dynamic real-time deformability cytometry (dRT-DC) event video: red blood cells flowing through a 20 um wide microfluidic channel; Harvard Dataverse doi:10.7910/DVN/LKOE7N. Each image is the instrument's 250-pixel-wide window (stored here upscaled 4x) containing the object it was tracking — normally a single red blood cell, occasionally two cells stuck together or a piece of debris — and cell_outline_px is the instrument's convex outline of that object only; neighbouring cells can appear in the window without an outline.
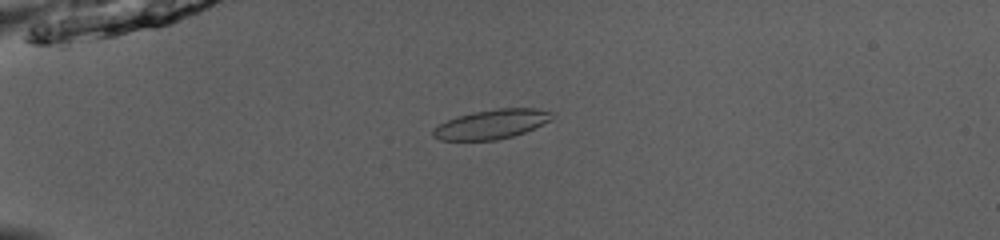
{"species": "common noctule bat (a hibernating species)", "species_latin": "Nyctalus noctula", "temperature_condition": "room temperature", "stored_images_in_passage": 53, "camera_frame_rate_fps": 3000, "um_per_image_px": 0.085, "animal": {"sex": "male", "body_mass_g": 13.0, "forearm_length_mm": 53.1}, "frame": {"image": 1, "passage_image": 16, "time_ms": 5.0, "image_size_px": [1000, 240], "cell_outline_px": [[556, 116], [552, 120], [524, 132], [512, 136], [496, 140], [440, 140], [432, 136], [432, 128], [456, 116], [472, 112], [496, 108], [536, 108], [552, 112]], "centroid_in_image_um": [41.79, 10.55], "position_along_channel_um": 43.2, "area_um2": 20.46}}
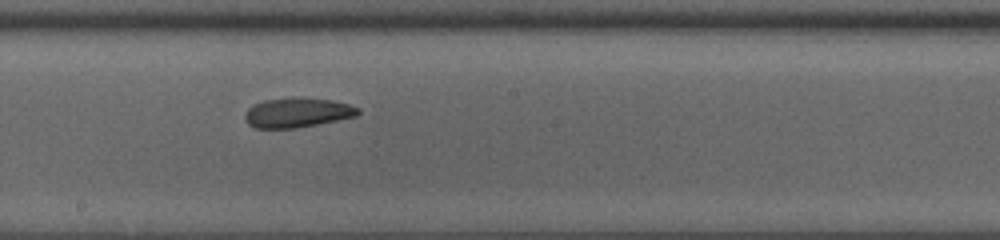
{"frame": {"image": 2, "passage_image": 32, "time_ms": 10.333, "image_size_px": [1000, 240], "cell_outline_px": [[360, 112], [356, 116], [296, 128], [256, 128], [248, 124], [244, 120], [244, 116], [248, 108], [264, 100], [292, 96], [300, 96], [332, 100], [348, 104], [360, 108]], "centroid_in_image_um": [25.26, 9.55], "position_along_channel_um": 222.9, "area_um2": 19.71}}
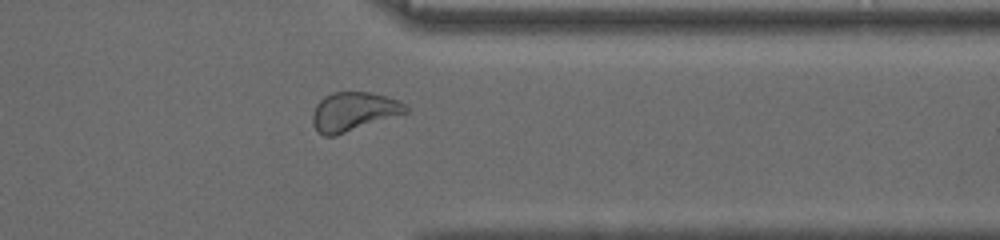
{"frame": {"image": 3, "passage_image": 44, "time_ms": 14.333, "image_size_px": [1000, 240], "cell_outline_px": [[408, 112], [336, 136], [324, 136], [312, 124], [312, 112], [316, 104], [324, 96], [332, 92], [368, 92], [388, 96], [400, 100], [408, 108]], "centroid_in_image_um": [30.05, 9.48], "position_along_channel_um": 381.4, "area_um2": 21.21}, "authors_computed_cell_mechanics": {"area_um2": 20.9814, "velocity_mm_per_s": 3.9964, "shape_relaxation_time_tau1_ms": 7.8773, "shape_relaxation_time_tau2_ms": 3.9689, "deformation_change_tau1": 0.1882, "deformation_change_tau2": 0.0586}}